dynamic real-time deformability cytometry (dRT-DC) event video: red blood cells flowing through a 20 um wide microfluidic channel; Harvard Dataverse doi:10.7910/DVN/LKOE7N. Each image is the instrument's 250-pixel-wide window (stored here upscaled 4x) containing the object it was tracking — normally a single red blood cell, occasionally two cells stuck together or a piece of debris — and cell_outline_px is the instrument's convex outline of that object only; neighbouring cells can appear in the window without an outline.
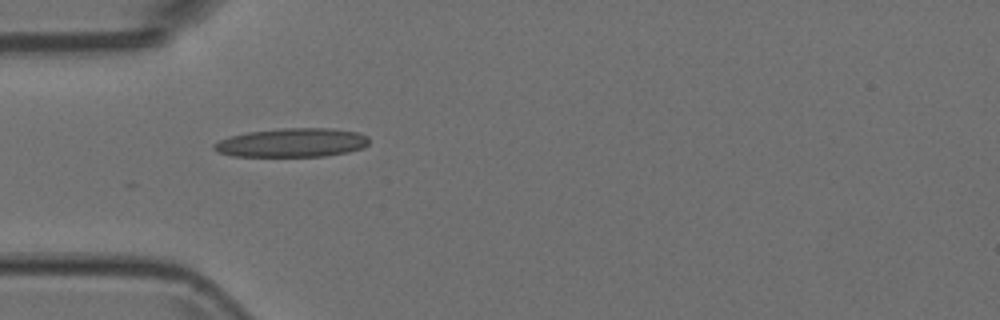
{"species": "Egyptian fruit bat (a non-hibernating species)", "species_latin": "Rousettus aegyptiacus", "temperature_condition": "room temperature", "stored_images_in_passage": 3, "camera_frame_rate_fps": 3000, "um_per_image_px": 0.085, "animal": {"sex": "female"}, "frame": {"image": 1, "passage_image": 2, "time_ms": 0.333, "image_size_px": [1000, 320], "cell_outline_px": [[368, 144], [364, 148], [348, 152], [324, 156], [232, 156], [220, 152], [212, 148], [212, 144], [228, 136], [248, 132], [280, 128], [332, 128], [360, 132], [368, 136]], "centroid_in_image_um": [24.84, 12.12], "position_along_channel_um": 60.2, "area_um2": 26.24}}
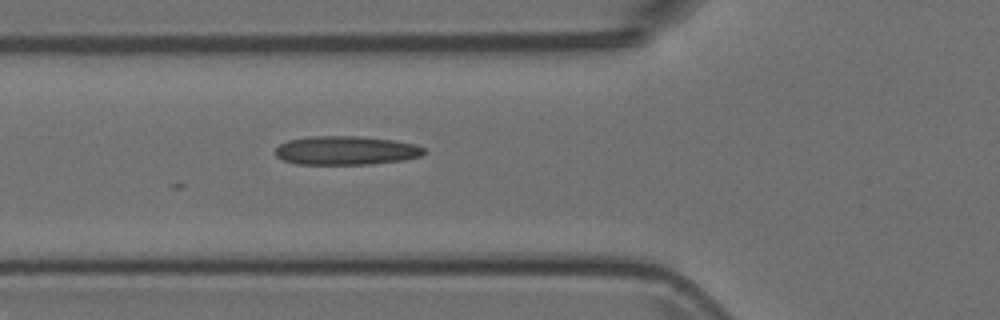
{"frame": {"image": 2, "passage_image": 3, "time_ms": 0.667, "image_size_px": [1000, 320], "cell_outline_px": [[428, 152], [420, 156], [404, 160], [372, 164], [296, 164], [284, 160], [276, 156], [276, 148], [280, 144], [288, 140], [308, 136], [360, 136], [392, 140], [416, 144], [424, 148]], "centroid_in_image_um": [29.43, 12.79], "position_along_channel_um": 96.4, "area_um2": 25.09}}